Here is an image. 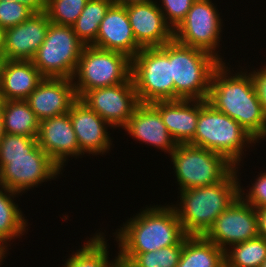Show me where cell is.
I'll list each match as a JSON object with an SVG mask.
<instances>
[{
	"instance_id": "obj_1",
	"label": "cell",
	"mask_w": 266,
	"mask_h": 267,
	"mask_svg": "<svg viewBox=\"0 0 266 267\" xmlns=\"http://www.w3.org/2000/svg\"><path fill=\"white\" fill-rule=\"evenodd\" d=\"M221 62L213 71L207 102L217 111L238 122L257 142L266 138V116L251 80L243 68ZM233 71V72H232ZM232 72V73H231Z\"/></svg>"
},
{
	"instance_id": "obj_2",
	"label": "cell",
	"mask_w": 266,
	"mask_h": 267,
	"mask_svg": "<svg viewBox=\"0 0 266 267\" xmlns=\"http://www.w3.org/2000/svg\"><path fill=\"white\" fill-rule=\"evenodd\" d=\"M115 239L119 254H139L183 244L188 236L172 205H150L140 210L120 228Z\"/></svg>"
},
{
	"instance_id": "obj_3",
	"label": "cell",
	"mask_w": 266,
	"mask_h": 267,
	"mask_svg": "<svg viewBox=\"0 0 266 267\" xmlns=\"http://www.w3.org/2000/svg\"><path fill=\"white\" fill-rule=\"evenodd\" d=\"M240 177L234 168L222 181L178 191L174 207L187 235H204L216 218L240 195Z\"/></svg>"
},
{
	"instance_id": "obj_4",
	"label": "cell",
	"mask_w": 266,
	"mask_h": 267,
	"mask_svg": "<svg viewBox=\"0 0 266 267\" xmlns=\"http://www.w3.org/2000/svg\"><path fill=\"white\" fill-rule=\"evenodd\" d=\"M256 143L238 122L215 110L206 100H199L197 127L194 138L188 144L222 155L239 172L244 151Z\"/></svg>"
},
{
	"instance_id": "obj_5",
	"label": "cell",
	"mask_w": 266,
	"mask_h": 267,
	"mask_svg": "<svg viewBox=\"0 0 266 267\" xmlns=\"http://www.w3.org/2000/svg\"><path fill=\"white\" fill-rule=\"evenodd\" d=\"M169 60L175 85V100H207L211 76L221 63L212 54L169 41Z\"/></svg>"
},
{
	"instance_id": "obj_6",
	"label": "cell",
	"mask_w": 266,
	"mask_h": 267,
	"mask_svg": "<svg viewBox=\"0 0 266 267\" xmlns=\"http://www.w3.org/2000/svg\"><path fill=\"white\" fill-rule=\"evenodd\" d=\"M131 78L140 103L175 100L169 42L161 47L142 48L131 59Z\"/></svg>"
},
{
	"instance_id": "obj_7",
	"label": "cell",
	"mask_w": 266,
	"mask_h": 267,
	"mask_svg": "<svg viewBox=\"0 0 266 267\" xmlns=\"http://www.w3.org/2000/svg\"><path fill=\"white\" fill-rule=\"evenodd\" d=\"M131 77V58L126 54L84 46L72 78L80 99L87 91L114 86Z\"/></svg>"
},
{
	"instance_id": "obj_8",
	"label": "cell",
	"mask_w": 266,
	"mask_h": 267,
	"mask_svg": "<svg viewBox=\"0 0 266 267\" xmlns=\"http://www.w3.org/2000/svg\"><path fill=\"white\" fill-rule=\"evenodd\" d=\"M169 156L179 191L216 184L235 168L222 155L190 144H177Z\"/></svg>"
},
{
	"instance_id": "obj_9",
	"label": "cell",
	"mask_w": 266,
	"mask_h": 267,
	"mask_svg": "<svg viewBox=\"0 0 266 267\" xmlns=\"http://www.w3.org/2000/svg\"><path fill=\"white\" fill-rule=\"evenodd\" d=\"M84 46L73 27L50 23L31 61L44 77L72 79Z\"/></svg>"
},
{
	"instance_id": "obj_10",
	"label": "cell",
	"mask_w": 266,
	"mask_h": 267,
	"mask_svg": "<svg viewBox=\"0 0 266 267\" xmlns=\"http://www.w3.org/2000/svg\"><path fill=\"white\" fill-rule=\"evenodd\" d=\"M223 18L211 0H195L181 23L173 30V38L186 46L204 50L224 62L220 50ZM218 50V51H217Z\"/></svg>"
},
{
	"instance_id": "obj_11",
	"label": "cell",
	"mask_w": 266,
	"mask_h": 267,
	"mask_svg": "<svg viewBox=\"0 0 266 267\" xmlns=\"http://www.w3.org/2000/svg\"><path fill=\"white\" fill-rule=\"evenodd\" d=\"M60 174L61 168L39 145L27 155L0 156V186L19 194L54 180Z\"/></svg>"
},
{
	"instance_id": "obj_12",
	"label": "cell",
	"mask_w": 266,
	"mask_h": 267,
	"mask_svg": "<svg viewBox=\"0 0 266 267\" xmlns=\"http://www.w3.org/2000/svg\"><path fill=\"white\" fill-rule=\"evenodd\" d=\"M80 100L113 129L123 128L140 104L131 77L122 84L89 90Z\"/></svg>"
},
{
	"instance_id": "obj_13",
	"label": "cell",
	"mask_w": 266,
	"mask_h": 267,
	"mask_svg": "<svg viewBox=\"0 0 266 267\" xmlns=\"http://www.w3.org/2000/svg\"><path fill=\"white\" fill-rule=\"evenodd\" d=\"M203 236L224 251L231 245L257 237L256 209L239 196Z\"/></svg>"
},
{
	"instance_id": "obj_14",
	"label": "cell",
	"mask_w": 266,
	"mask_h": 267,
	"mask_svg": "<svg viewBox=\"0 0 266 267\" xmlns=\"http://www.w3.org/2000/svg\"><path fill=\"white\" fill-rule=\"evenodd\" d=\"M37 141L41 149L61 170H64L63 167L70 157L77 159L83 156L69 113L41 120Z\"/></svg>"
},
{
	"instance_id": "obj_15",
	"label": "cell",
	"mask_w": 266,
	"mask_h": 267,
	"mask_svg": "<svg viewBox=\"0 0 266 267\" xmlns=\"http://www.w3.org/2000/svg\"><path fill=\"white\" fill-rule=\"evenodd\" d=\"M69 114L82 155L109 153L113 142L107 130L111 126L104 119L80 99L72 104Z\"/></svg>"
},
{
	"instance_id": "obj_16",
	"label": "cell",
	"mask_w": 266,
	"mask_h": 267,
	"mask_svg": "<svg viewBox=\"0 0 266 267\" xmlns=\"http://www.w3.org/2000/svg\"><path fill=\"white\" fill-rule=\"evenodd\" d=\"M137 44L141 48L161 47L173 39L156 0L125 6Z\"/></svg>"
},
{
	"instance_id": "obj_17",
	"label": "cell",
	"mask_w": 266,
	"mask_h": 267,
	"mask_svg": "<svg viewBox=\"0 0 266 267\" xmlns=\"http://www.w3.org/2000/svg\"><path fill=\"white\" fill-rule=\"evenodd\" d=\"M77 99L72 79L45 77L25 101L41 121L69 113Z\"/></svg>"
},
{
	"instance_id": "obj_18",
	"label": "cell",
	"mask_w": 266,
	"mask_h": 267,
	"mask_svg": "<svg viewBox=\"0 0 266 267\" xmlns=\"http://www.w3.org/2000/svg\"><path fill=\"white\" fill-rule=\"evenodd\" d=\"M50 23L44 11L34 13L21 24L6 29L3 59L31 61L45 40Z\"/></svg>"
},
{
	"instance_id": "obj_19",
	"label": "cell",
	"mask_w": 266,
	"mask_h": 267,
	"mask_svg": "<svg viewBox=\"0 0 266 267\" xmlns=\"http://www.w3.org/2000/svg\"><path fill=\"white\" fill-rule=\"evenodd\" d=\"M91 46L121 52L131 59L142 49L135 40L125 6L113 3L109 7Z\"/></svg>"
},
{
	"instance_id": "obj_20",
	"label": "cell",
	"mask_w": 266,
	"mask_h": 267,
	"mask_svg": "<svg viewBox=\"0 0 266 267\" xmlns=\"http://www.w3.org/2000/svg\"><path fill=\"white\" fill-rule=\"evenodd\" d=\"M122 129L139 143L149 144L168 155L177 146L164 125L160 112L151 103H140Z\"/></svg>"
},
{
	"instance_id": "obj_21",
	"label": "cell",
	"mask_w": 266,
	"mask_h": 267,
	"mask_svg": "<svg viewBox=\"0 0 266 267\" xmlns=\"http://www.w3.org/2000/svg\"><path fill=\"white\" fill-rule=\"evenodd\" d=\"M45 77L32 61H0V100H25Z\"/></svg>"
},
{
	"instance_id": "obj_22",
	"label": "cell",
	"mask_w": 266,
	"mask_h": 267,
	"mask_svg": "<svg viewBox=\"0 0 266 267\" xmlns=\"http://www.w3.org/2000/svg\"><path fill=\"white\" fill-rule=\"evenodd\" d=\"M177 144H188L195 135L199 117V100H167L151 103Z\"/></svg>"
},
{
	"instance_id": "obj_23",
	"label": "cell",
	"mask_w": 266,
	"mask_h": 267,
	"mask_svg": "<svg viewBox=\"0 0 266 267\" xmlns=\"http://www.w3.org/2000/svg\"><path fill=\"white\" fill-rule=\"evenodd\" d=\"M20 195L22 194L0 186V246L6 252L9 250L8 247H11V240L27 234L28 230V220L25 219L26 216L23 215L18 203L14 201L15 197Z\"/></svg>"
},
{
	"instance_id": "obj_24",
	"label": "cell",
	"mask_w": 266,
	"mask_h": 267,
	"mask_svg": "<svg viewBox=\"0 0 266 267\" xmlns=\"http://www.w3.org/2000/svg\"><path fill=\"white\" fill-rule=\"evenodd\" d=\"M176 267H225V251L203 235H188Z\"/></svg>"
},
{
	"instance_id": "obj_25",
	"label": "cell",
	"mask_w": 266,
	"mask_h": 267,
	"mask_svg": "<svg viewBox=\"0 0 266 267\" xmlns=\"http://www.w3.org/2000/svg\"><path fill=\"white\" fill-rule=\"evenodd\" d=\"M5 133L37 138L40 120L25 100H0Z\"/></svg>"
},
{
	"instance_id": "obj_26",
	"label": "cell",
	"mask_w": 266,
	"mask_h": 267,
	"mask_svg": "<svg viewBox=\"0 0 266 267\" xmlns=\"http://www.w3.org/2000/svg\"><path fill=\"white\" fill-rule=\"evenodd\" d=\"M104 232H96L80 249L70 255L63 267H118L119 252L112 260H109L107 238Z\"/></svg>"
},
{
	"instance_id": "obj_27",
	"label": "cell",
	"mask_w": 266,
	"mask_h": 267,
	"mask_svg": "<svg viewBox=\"0 0 266 267\" xmlns=\"http://www.w3.org/2000/svg\"><path fill=\"white\" fill-rule=\"evenodd\" d=\"M113 0H88L77 21L72 26L78 39L91 46L97 38L101 21L103 20Z\"/></svg>"
},
{
	"instance_id": "obj_28",
	"label": "cell",
	"mask_w": 266,
	"mask_h": 267,
	"mask_svg": "<svg viewBox=\"0 0 266 267\" xmlns=\"http://www.w3.org/2000/svg\"><path fill=\"white\" fill-rule=\"evenodd\" d=\"M266 260V239L257 236L225 250V267H261Z\"/></svg>"
},
{
	"instance_id": "obj_29",
	"label": "cell",
	"mask_w": 266,
	"mask_h": 267,
	"mask_svg": "<svg viewBox=\"0 0 266 267\" xmlns=\"http://www.w3.org/2000/svg\"><path fill=\"white\" fill-rule=\"evenodd\" d=\"M182 249L183 244H176L147 253L119 254V264L124 267H176Z\"/></svg>"
},
{
	"instance_id": "obj_30",
	"label": "cell",
	"mask_w": 266,
	"mask_h": 267,
	"mask_svg": "<svg viewBox=\"0 0 266 267\" xmlns=\"http://www.w3.org/2000/svg\"><path fill=\"white\" fill-rule=\"evenodd\" d=\"M88 0H47L46 14L51 23L73 26Z\"/></svg>"
},
{
	"instance_id": "obj_31",
	"label": "cell",
	"mask_w": 266,
	"mask_h": 267,
	"mask_svg": "<svg viewBox=\"0 0 266 267\" xmlns=\"http://www.w3.org/2000/svg\"><path fill=\"white\" fill-rule=\"evenodd\" d=\"M37 146V138L5 133L0 140V156L27 155Z\"/></svg>"
},
{
	"instance_id": "obj_32",
	"label": "cell",
	"mask_w": 266,
	"mask_h": 267,
	"mask_svg": "<svg viewBox=\"0 0 266 267\" xmlns=\"http://www.w3.org/2000/svg\"><path fill=\"white\" fill-rule=\"evenodd\" d=\"M34 12L16 1H0V26L8 29L26 21Z\"/></svg>"
},
{
	"instance_id": "obj_33",
	"label": "cell",
	"mask_w": 266,
	"mask_h": 267,
	"mask_svg": "<svg viewBox=\"0 0 266 267\" xmlns=\"http://www.w3.org/2000/svg\"><path fill=\"white\" fill-rule=\"evenodd\" d=\"M166 23L174 30L185 18L195 0H156ZM160 2L162 4H160Z\"/></svg>"
},
{
	"instance_id": "obj_34",
	"label": "cell",
	"mask_w": 266,
	"mask_h": 267,
	"mask_svg": "<svg viewBox=\"0 0 266 267\" xmlns=\"http://www.w3.org/2000/svg\"><path fill=\"white\" fill-rule=\"evenodd\" d=\"M257 176L247 193L244 192L246 189H243V186H240L239 193L240 197L255 209L266 207V171Z\"/></svg>"
},
{
	"instance_id": "obj_35",
	"label": "cell",
	"mask_w": 266,
	"mask_h": 267,
	"mask_svg": "<svg viewBox=\"0 0 266 267\" xmlns=\"http://www.w3.org/2000/svg\"><path fill=\"white\" fill-rule=\"evenodd\" d=\"M251 80L255 93L262 104L264 114L266 116V65L260 66L259 69L250 71Z\"/></svg>"
},
{
	"instance_id": "obj_36",
	"label": "cell",
	"mask_w": 266,
	"mask_h": 267,
	"mask_svg": "<svg viewBox=\"0 0 266 267\" xmlns=\"http://www.w3.org/2000/svg\"><path fill=\"white\" fill-rule=\"evenodd\" d=\"M20 4L26 5L34 13L44 12L46 10L47 0H15Z\"/></svg>"
},
{
	"instance_id": "obj_37",
	"label": "cell",
	"mask_w": 266,
	"mask_h": 267,
	"mask_svg": "<svg viewBox=\"0 0 266 267\" xmlns=\"http://www.w3.org/2000/svg\"><path fill=\"white\" fill-rule=\"evenodd\" d=\"M258 219V236L266 239V207L256 209Z\"/></svg>"
},
{
	"instance_id": "obj_38",
	"label": "cell",
	"mask_w": 266,
	"mask_h": 267,
	"mask_svg": "<svg viewBox=\"0 0 266 267\" xmlns=\"http://www.w3.org/2000/svg\"><path fill=\"white\" fill-rule=\"evenodd\" d=\"M153 0H113L114 4L121 5V6H129L133 4H143L149 3Z\"/></svg>"
},
{
	"instance_id": "obj_39",
	"label": "cell",
	"mask_w": 266,
	"mask_h": 267,
	"mask_svg": "<svg viewBox=\"0 0 266 267\" xmlns=\"http://www.w3.org/2000/svg\"><path fill=\"white\" fill-rule=\"evenodd\" d=\"M5 46V29L0 26V60H3Z\"/></svg>"
},
{
	"instance_id": "obj_40",
	"label": "cell",
	"mask_w": 266,
	"mask_h": 267,
	"mask_svg": "<svg viewBox=\"0 0 266 267\" xmlns=\"http://www.w3.org/2000/svg\"><path fill=\"white\" fill-rule=\"evenodd\" d=\"M4 135H5L4 119H3V114H2L1 106H0V140L4 137Z\"/></svg>"
},
{
	"instance_id": "obj_41",
	"label": "cell",
	"mask_w": 266,
	"mask_h": 267,
	"mask_svg": "<svg viewBox=\"0 0 266 267\" xmlns=\"http://www.w3.org/2000/svg\"><path fill=\"white\" fill-rule=\"evenodd\" d=\"M7 253L1 246H0V266L4 262V258L7 256Z\"/></svg>"
},
{
	"instance_id": "obj_42",
	"label": "cell",
	"mask_w": 266,
	"mask_h": 267,
	"mask_svg": "<svg viewBox=\"0 0 266 267\" xmlns=\"http://www.w3.org/2000/svg\"><path fill=\"white\" fill-rule=\"evenodd\" d=\"M261 267H266V260L263 262Z\"/></svg>"
}]
</instances>
